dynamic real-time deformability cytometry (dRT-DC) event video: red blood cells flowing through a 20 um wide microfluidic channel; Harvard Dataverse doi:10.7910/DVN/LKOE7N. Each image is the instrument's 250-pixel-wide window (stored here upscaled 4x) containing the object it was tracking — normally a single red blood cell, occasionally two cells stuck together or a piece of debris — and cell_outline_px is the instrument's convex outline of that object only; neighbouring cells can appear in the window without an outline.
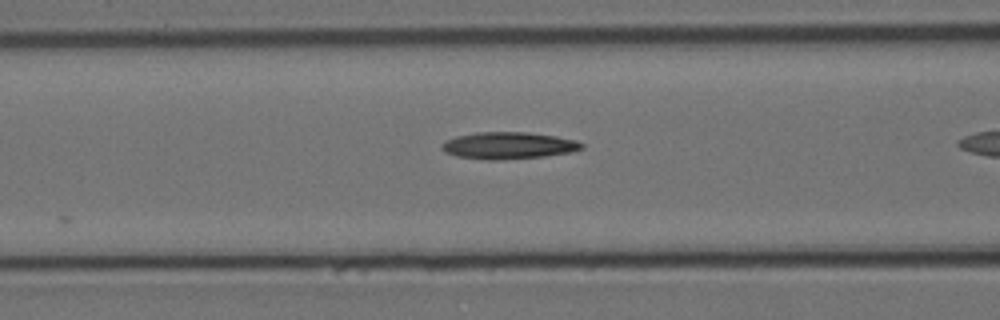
{"species": "Egyptian fruit bat (a non-hibernating species)", "species_latin": "Rousettus aegyptiacus", "temperature_condition": "cold", "stored_images_in_passage": 8, "camera_frame_rate_fps": 3000, "um_per_image_px": 0.085, "animal": {"sex": "female"}, "frame": {"image": 1, "passage_image": 5, "time_ms": 1.333, "image_size_px": [1000, 320], "cell_outline_px": [[584, 148], [572, 152], [544, 156], [500, 160], [484, 160], [456, 156], [444, 152], [440, 148], [440, 144], [444, 140], [456, 136], [476, 132], [528, 132], [556, 136], [576, 140], [584, 144]], "centroid_in_image_um": [43.18, 12.37], "position_along_channel_um": 123.4, "area_um2": 22.25}}